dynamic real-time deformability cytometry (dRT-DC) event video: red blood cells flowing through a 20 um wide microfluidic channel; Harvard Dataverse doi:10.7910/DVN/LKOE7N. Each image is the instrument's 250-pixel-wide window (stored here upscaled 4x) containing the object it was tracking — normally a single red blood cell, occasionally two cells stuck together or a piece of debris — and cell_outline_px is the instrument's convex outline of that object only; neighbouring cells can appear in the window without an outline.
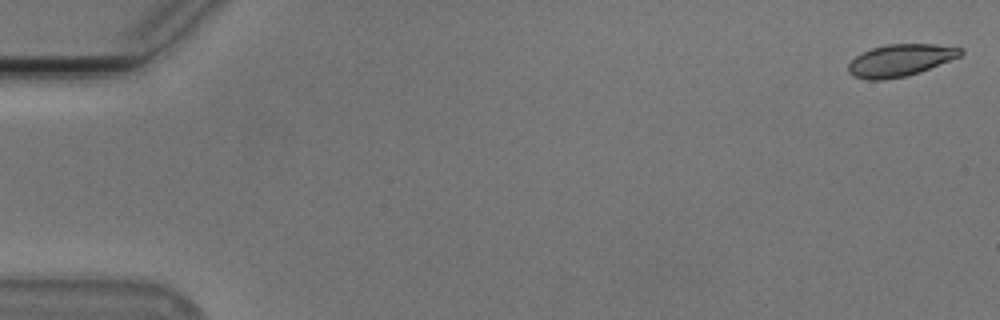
{"species": "Egyptian fruit bat (a non-hibernating species)", "species_latin": "Rousettus aegyptiacus", "temperature_condition": "cold", "stored_images_in_passage": 17, "camera_frame_rate_fps": 3000, "um_per_image_px": 0.085, "animal": {"sex": "male"}, "frame": {"image": 1, "passage_image": 2, "time_ms": 0.333, "image_size_px": [1000, 320], "cell_outline_px": [[964, 52], [960, 56], [920, 72], [908, 76], [884, 80], [868, 80], [852, 76], [848, 72], [848, 64], [856, 56], [872, 48], [888, 44], [936, 44], [964, 48]], "centroid_in_image_um": [76.53, 5.13], "position_along_channel_um": 8.5, "area_um2": 21.04}}